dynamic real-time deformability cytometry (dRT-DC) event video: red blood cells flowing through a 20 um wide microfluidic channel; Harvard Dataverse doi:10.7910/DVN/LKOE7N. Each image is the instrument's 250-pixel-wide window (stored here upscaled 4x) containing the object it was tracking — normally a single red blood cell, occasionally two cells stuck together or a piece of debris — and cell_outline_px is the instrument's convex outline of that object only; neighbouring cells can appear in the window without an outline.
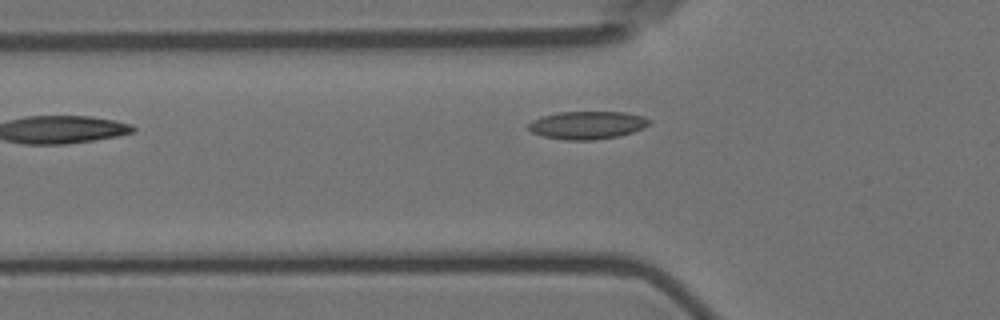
{"species": "Egyptian fruit bat (a non-hibernating species)", "species_latin": "Rousettus aegyptiacus", "temperature_condition": "room temperature", "stored_images_in_passage": 5, "camera_frame_rate_fps": 3000, "um_per_image_px": 0.085, "animal": {"sex": "female"}, "frame": {"image": 1, "passage_image": 4, "time_ms": 3.667, "image_size_px": [1000, 320], "cell_outline_px": [[652, 124], [644, 128], [620, 136], [592, 140], [564, 140], [544, 136], [532, 132], [528, 128], [528, 124], [532, 120], [540, 116], [560, 112], [624, 112], [644, 116], [652, 120]], "centroid_in_image_um": [49.95, 10.63], "position_along_channel_um": 75.8, "area_um2": 19.83}}
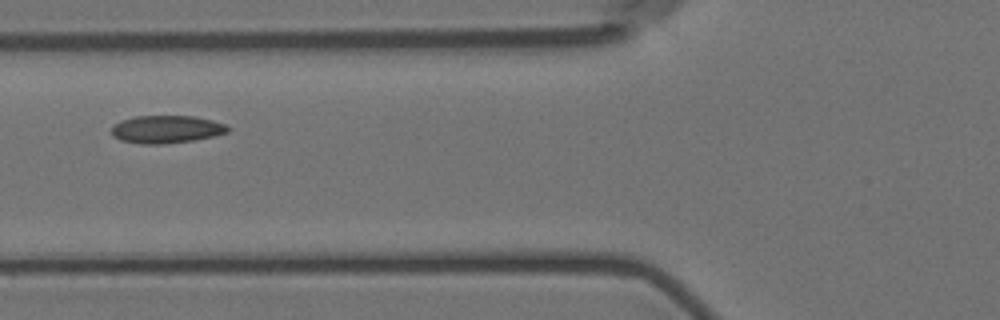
{"frame": {"image": 2, "passage_image": 5, "time_ms": 4.667, "image_size_px": [1000, 320], "cell_outline_px": [[232, 128], [228, 132], [212, 136], [192, 140], [160, 144], [140, 144], [120, 140], [112, 136], [112, 124], [120, 120], [136, 116], [196, 116], [212, 120], [224, 124]], "centroid_in_image_um": [14.11, 10.98], "position_along_channel_um": 111.7, "area_um2": 18.84}}